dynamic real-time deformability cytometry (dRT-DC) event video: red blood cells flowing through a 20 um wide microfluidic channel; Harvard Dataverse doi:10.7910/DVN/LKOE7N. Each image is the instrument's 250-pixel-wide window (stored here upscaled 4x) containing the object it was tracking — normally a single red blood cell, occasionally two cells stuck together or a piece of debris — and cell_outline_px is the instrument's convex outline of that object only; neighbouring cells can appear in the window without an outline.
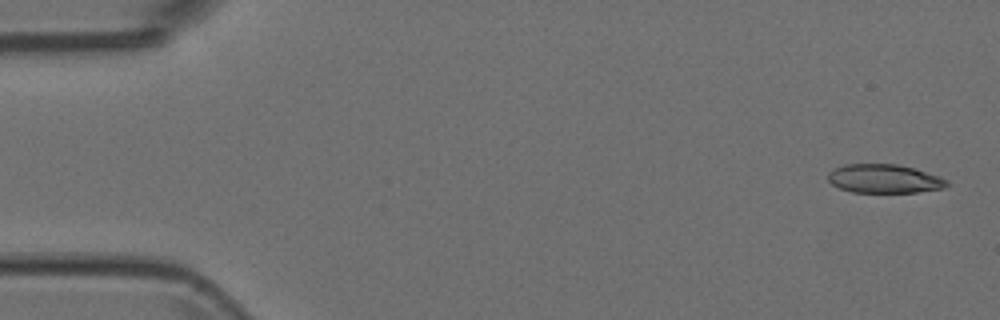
{"species": "Egyptian fruit bat (a non-hibernating species)", "species_latin": "Rousettus aegyptiacus", "temperature_condition": "room temperature", "stored_images_in_passage": 3, "camera_frame_rate_fps": 3000, "um_per_image_px": 0.085, "animal": {"sex": "female"}, "frame": {"image": 1, "passage_image": 1, "time_ms": 0.0, "image_size_px": [1000, 320], "cell_outline_px": [[948, 184], [944, 188], [916, 192], [852, 192], [840, 188], [832, 184], [828, 180], [828, 172], [844, 164], [896, 164], [912, 168], [940, 176], [948, 180]], "centroid_in_image_um": [75.15, 15.19], "position_along_channel_um": 9.8, "area_um2": 19.77}}